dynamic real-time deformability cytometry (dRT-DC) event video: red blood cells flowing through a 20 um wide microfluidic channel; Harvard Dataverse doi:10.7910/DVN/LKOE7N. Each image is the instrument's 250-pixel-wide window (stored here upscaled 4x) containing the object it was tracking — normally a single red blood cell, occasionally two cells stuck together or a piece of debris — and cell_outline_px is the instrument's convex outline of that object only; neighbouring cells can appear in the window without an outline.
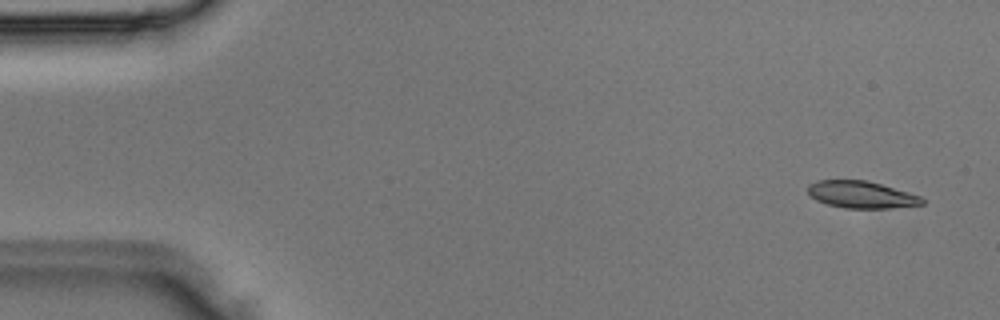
{"species": "Egyptian fruit bat (a non-hibernating species)", "species_latin": "Rousettus aegyptiacus", "temperature_condition": "room temperature", "stored_images_in_passage": 4, "camera_frame_rate_fps": 3000, "um_per_image_px": 0.085, "animal": {"sex": "male"}, "frame": {"image": 1, "passage_image": 1, "time_ms": 0.0, "image_size_px": [1000, 320], "cell_outline_px": [[924, 204], [892, 208], [844, 208], [828, 204], [816, 200], [808, 192], [808, 184], [816, 180], [864, 180], [880, 184], [908, 192], [920, 196], [924, 200]], "centroid_in_image_um": [73.2, 16.54], "position_along_channel_um": 11.8, "area_um2": 17.86}}